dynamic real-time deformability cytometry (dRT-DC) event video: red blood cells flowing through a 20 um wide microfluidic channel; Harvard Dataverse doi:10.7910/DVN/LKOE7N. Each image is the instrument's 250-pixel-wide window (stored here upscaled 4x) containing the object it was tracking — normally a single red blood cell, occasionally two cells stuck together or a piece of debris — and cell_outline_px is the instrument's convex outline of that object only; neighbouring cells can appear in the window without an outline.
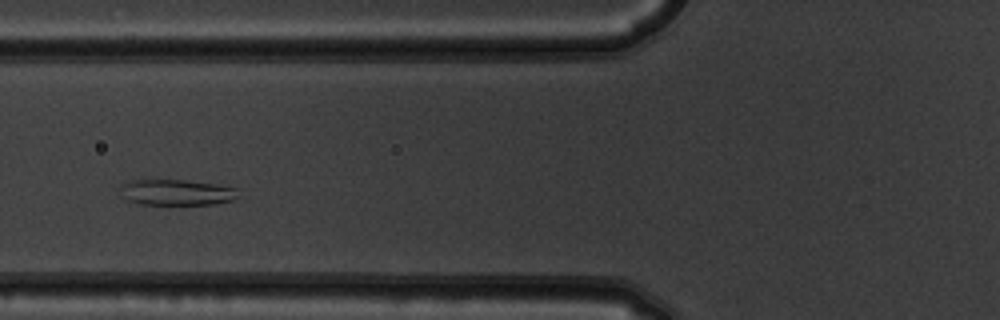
{"species": "common noctule bat (a hibernating species)", "species_latin": "Nyctalus noctula", "temperature_condition": "warm", "stored_images_in_passage": 5, "camera_frame_rate_fps": 3000, "um_per_image_px": 0.085, "animal": {"sex": "male", "body_mass_g": 19.5, "forearm_length_mm": 54.6}, "frame": {"image": 1, "passage_image": 3, "time_ms": 0.667, "image_size_px": [1000, 320], "cell_outline_px": [[240, 196], [236, 200], [212, 204], [140, 204], [128, 200], [124, 196], [120, 188], [120, 184], [128, 180], [184, 180], [216, 184], [240, 188]], "centroid_in_image_um": [15.09, 16.34], "position_along_channel_um": 110.7, "area_um2": 17.98}}
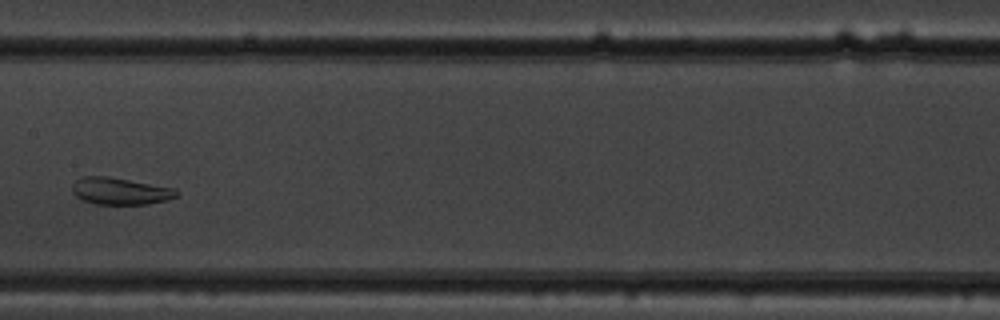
{"frame": {"image": 2, "passage_image": 5, "time_ms": 1.333, "image_size_px": [1000, 320], "cell_outline_px": [[180, 192], [176, 196], [164, 200], [148, 204], [96, 204], [80, 200], [72, 192], [72, 184], [76, 180], [84, 176], [108, 176], [176, 188]], "centroid_in_image_um": [10.19, 16.24], "position_along_channel_um": 197.2, "area_um2": 16.47}}